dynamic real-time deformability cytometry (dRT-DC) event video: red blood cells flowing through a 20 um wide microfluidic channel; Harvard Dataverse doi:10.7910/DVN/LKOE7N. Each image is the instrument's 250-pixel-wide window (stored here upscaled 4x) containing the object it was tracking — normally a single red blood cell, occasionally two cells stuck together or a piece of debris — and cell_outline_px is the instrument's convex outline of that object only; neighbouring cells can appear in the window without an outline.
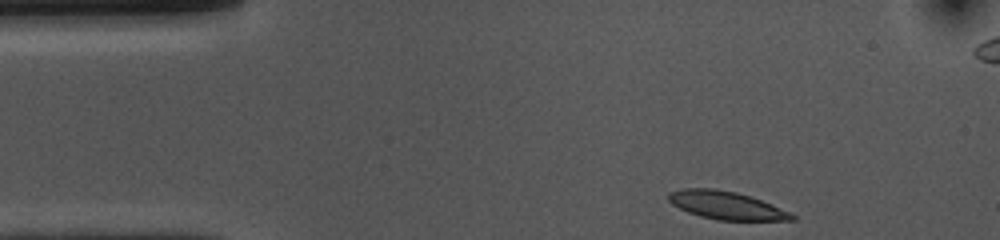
{"species": "common noctule bat (a hibernating species)", "species_latin": "Nyctalus noctula", "temperature_condition": "cold", "stored_images_in_passage": 36, "camera_frame_rate_fps": 3000, "um_per_image_px": 0.085, "animal": {"sex": "female", "body_mass_g": 10.0, "forearm_length_mm": 53.1}, "frame": {"image": 1, "passage_image": 1, "time_ms": 0.0, "image_size_px": [1000, 240], "cell_outline_px": [[796, 220], [716, 220], [700, 216], [688, 212], [672, 204], [668, 200], [668, 192], [684, 188], [712, 188], [736, 192], [752, 196], [788, 212], [796, 216]], "centroid_in_image_um": [61.7, 17.45], "position_along_channel_um": 23.3, "area_um2": 20.0}}
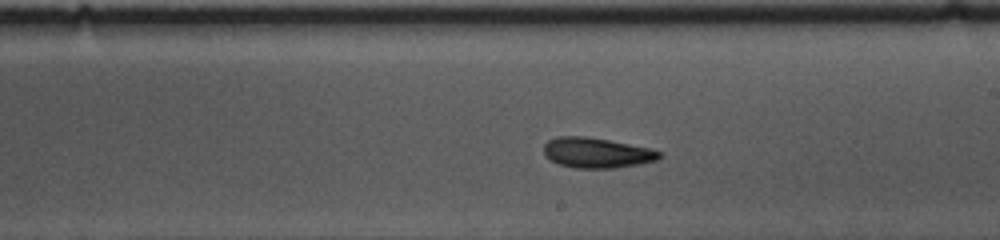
{"frame": {"image": 2, "passage_image": 23, "time_ms": 7.333, "image_size_px": [1000, 240], "cell_outline_px": [[664, 152], [656, 160], [616, 168], [576, 168], [560, 164], [544, 156], [544, 144], [548, 140], [560, 136], [584, 136], [608, 140], [652, 148]], "centroid_in_image_um": [50.73, 12.98], "position_along_channel_um": 238.3, "area_um2": 20.29}}
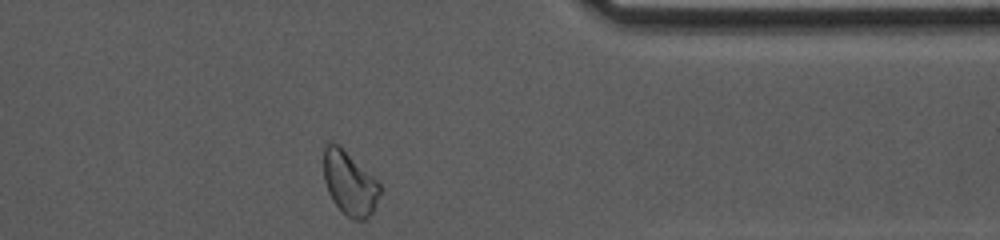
{"frame": {"image": 3, "passage_image": 36, "time_ms": 11.667, "image_size_px": [1000, 240], "cell_outline_px": [[380, 192], [376, 204], [372, 212], [364, 220], [352, 220], [332, 200], [328, 192], [324, 180], [324, 144], [328, 140], [332, 140], [340, 144], [380, 184]], "centroid_in_image_um": [29.68, 15.52], "position_along_channel_um": 381.7, "area_um2": 20.92}, "authors_computed_cell_mechanics": {"area_um2": 20.4034, "velocity_mm_per_s": 3.6905, "shape_relaxation_time_tau1_ms": 5.4537, "shape_relaxation_time_tau2_ms": 3.0274, "deformation_change_tau1": 0.1404, "deformation_change_tau2": 0.1014}}